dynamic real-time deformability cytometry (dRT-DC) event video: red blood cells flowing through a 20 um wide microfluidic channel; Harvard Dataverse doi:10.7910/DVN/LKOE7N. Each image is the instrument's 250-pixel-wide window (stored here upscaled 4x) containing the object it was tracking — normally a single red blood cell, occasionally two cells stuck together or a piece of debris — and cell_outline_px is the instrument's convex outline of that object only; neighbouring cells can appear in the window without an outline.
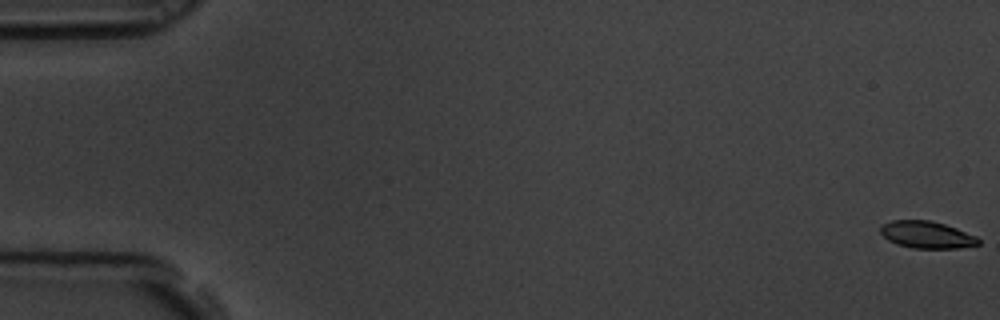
{"species": "common noctule bat (a hibernating species)", "species_latin": "Nyctalus noctula", "temperature_condition": "room temperature", "stored_images_in_passage": 59, "camera_frame_rate_fps": 3000, "um_per_image_px": 0.085, "animal": {"sex": "male", "body_mass_g": 19.5, "forearm_length_mm": 54.6}, "frame": {"image": 1, "passage_image": 1, "time_ms": 0.0, "image_size_px": [1000, 320], "cell_outline_px": [[980, 244], [960, 248], [912, 248], [896, 244], [888, 240], [880, 232], [880, 224], [892, 220], [932, 220], [956, 228], [976, 236], [980, 240]], "centroid_in_image_um": [78.75, 19.95], "position_along_channel_um": 6.2, "area_um2": 15.55}}
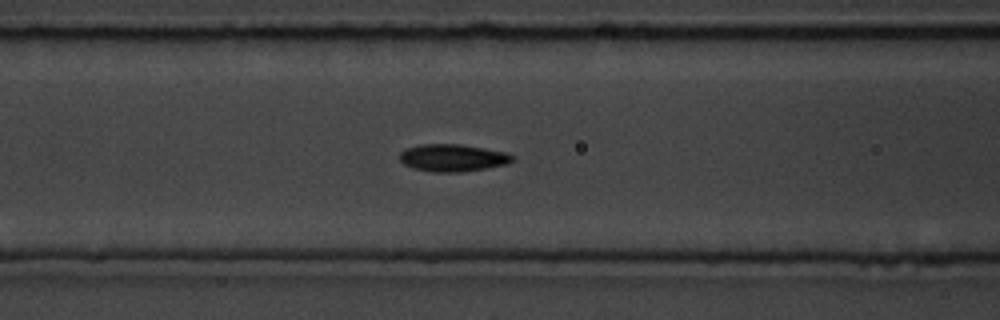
{"frame": {"image": 2, "passage_image": 25, "time_ms": 8.0, "image_size_px": [1000, 320], "cell_outline_px": [[516, 160], [508, 164], [460, 172], [432, 172], [412, 168], [404, 164], [400, 160], [400, 152], [408, 148], [420, 144], [460, 144], [508, 152], [516, 156]], "centroid_in_image_um": [38.53, 13.41], "position_along_channel_um": 128.1, "area_um2": 18.09}}
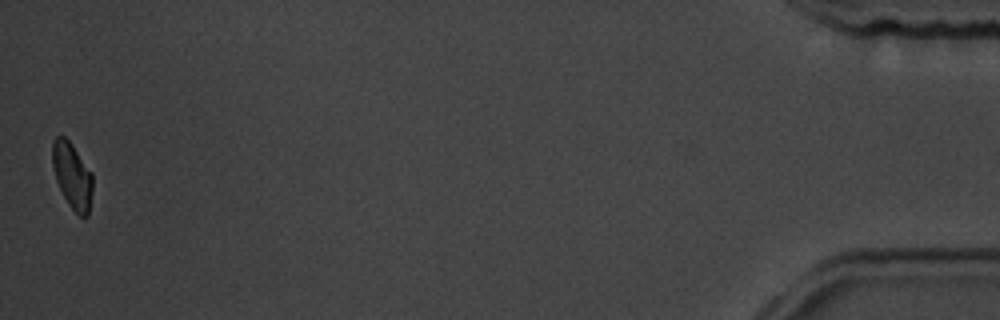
{"frame": {"image": 3, "passage_image": 59, "time_ms": 19.333, "image_size_px": [1000, 320], "cell_outline_px": [[92, 192], [88, 216], [80, 216], [68, 204], [56, 180], [52, 164], [52, 140], [56, 136], [64, 136], [72, 144], [92, 172]], "centroid_in_image_um": [6.13, 14.9], "position_along_channel_um": 429.1, "area_um2": 15.43}, "authors_computed_cell_mechanics": {"area_um2": 16.9354, "velocity_mm_per_s": 3.4912, "shape_relaxation_time_tau1_ms": 2.921, "shape_relaxation_time_tau2_ms": 2.8475, "deformation_change_tau1": 0.1305, "deformation_change_tau2": 0.0514}}